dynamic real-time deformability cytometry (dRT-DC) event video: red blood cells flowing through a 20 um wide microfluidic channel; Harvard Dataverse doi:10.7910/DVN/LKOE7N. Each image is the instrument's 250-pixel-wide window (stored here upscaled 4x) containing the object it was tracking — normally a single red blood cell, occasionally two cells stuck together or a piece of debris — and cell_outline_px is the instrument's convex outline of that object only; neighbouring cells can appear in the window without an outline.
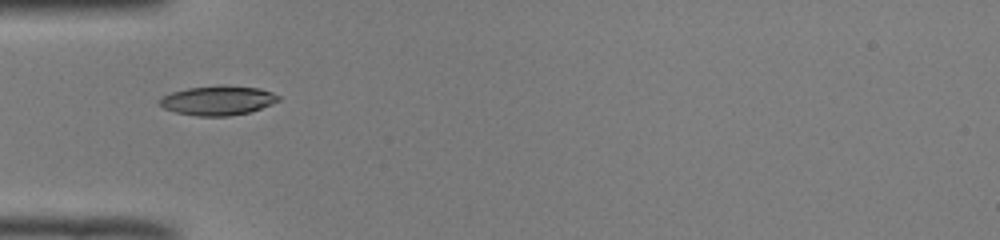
{"species": "common noctule bat (a hibernating species)", "species_latin": "Nyctalus noctula", "temperature_condition": "room temperature", "stored_images_in_passage": 36, "camera_frame_rate_fps": 3000, "um_per_image_px": 0.085, "animal": {"sex": "male", "body_mass_g": 19.0, "forearm_length_mm": 50.8}, "frame": {"image": 1, "passage_image": 1, "time_ms": 0.0, "image_size_px": [1000, 240], "cell_outline_px": [[280, 100], [272, 104], [248, 112], [228, 116], [196, 116], [176, 112], [164, 108], [160, 104], [160, 100], [164, 96], [172, 92], [188, 88], [260, 88], [272, 92], [280, 96]], "centroid_in_image_um": [18.53, 8.58], "position_along_channel_um": 66.5, "area_um2": 19.31}}
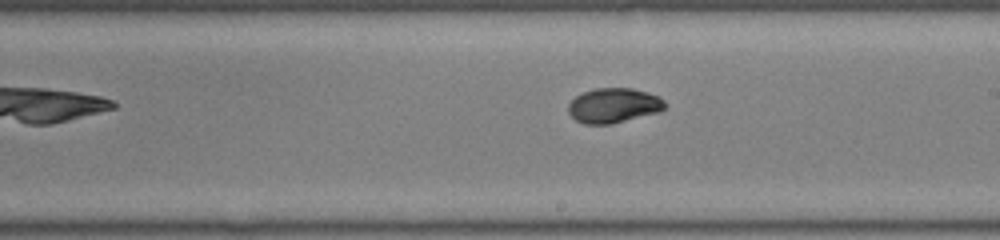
{"frame": {"image": 2, "passage_image": 14, "time_ms": 4.333, "image_size_px": [1000, 240], "cell_outline_px": [[668, 104], [660, 112], [612, 124], [584, 124], [576, 120], [568, 112], [568, 104], [576, 96], [584, 92], [596, 88], [632, 88], [648, 92], [660, 96]], "centroid_in_image_um": [52.2, 8.96], "position_along_channel_um": 236.8, "area_um2": 19.77}}
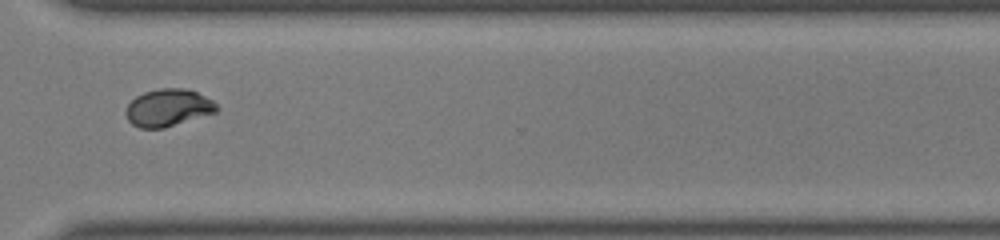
{"frame": {"image": 3, "passage_image": 23, "time_ms": 7.333, "image_size_px": [1000, 240], "cell_outline_px": [[220, 108], [216, 112], [164, 128], [140, 128], [132, 124], [128, 120], [124, 112], [128, 104], [136, 96], [144, 92], [160, 88], [184, 88], [196, 92], [212, 100]], "centroid_in_image_um": [14.27, 9.16], "position_along_channel_um": 356.3, "area_um2": 19.71}, "authors_computed_cell_mechanics": {"area_um2": 19.7098, "velocity_mm_per_s": 3.9533, "shape_relaxation_time_tau1_ms": 5.3521, "shape_relaxation_time_tau2_ms": 1.1606, "deformation_change_tau1": 0.1868, "deformation_change_tau2": 0.0348}}